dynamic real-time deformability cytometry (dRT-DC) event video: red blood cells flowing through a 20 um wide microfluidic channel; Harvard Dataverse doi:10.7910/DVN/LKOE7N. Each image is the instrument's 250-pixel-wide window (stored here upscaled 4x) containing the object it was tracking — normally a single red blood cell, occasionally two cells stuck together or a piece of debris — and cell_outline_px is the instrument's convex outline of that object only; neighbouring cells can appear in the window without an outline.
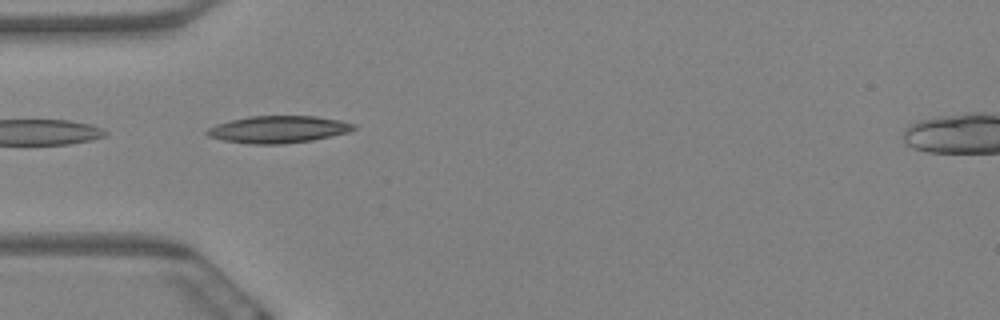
{"species": "Egyptian fruit bat (a non-hibernating species)", "species_latin": "Rousettus aegyptiacus", "temperature_condition": "warm", "stored_images_in_passage": 17, "camera_frame_rate_fps": 3000, "um_per_image_px": 0.085, "animal": {"sex": "female"}, "frame": {"image": 1, "passage_image": 6, "time_ms": 1.667, "image_size_px": [1000, 320], "cell_outline_px": [[356, 128], [348, 132], [312, 140], [284, 144], [252, 144], [224, 140], [208, 136], [204, 132], [208, 128], [216, 124], [248, 116], [316, 116], [340, 120], [356, 124]], "centroid_in_image_um": [23.65, 10.99], "position_along_channel_um": 61.3, "area_um2": 23.12}}
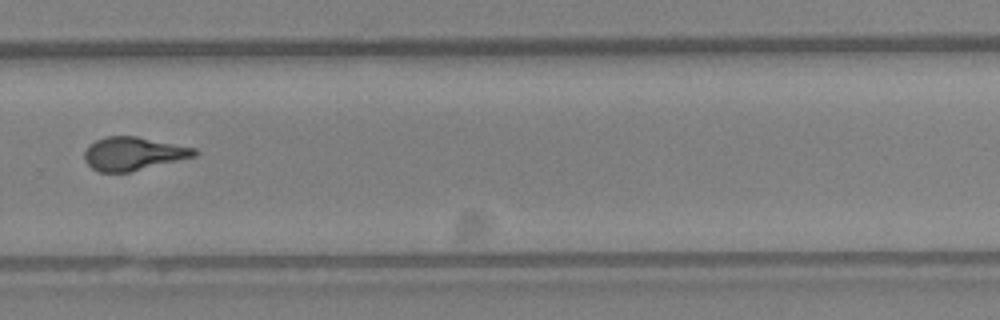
{"frame": {"image": 2, "passage_image": 12, "time_ms": 3.667, "image_size_px": [1000, 320], "cell_outline_px": [[200, 152], [196, 156], [132, 172], [100, 172], [92, 168], [84, 160], [84, 152], [88, 144], [104, 136], [136, 136], [196, 148]], "centroid_in_image_um": [11.33, 13.06], "position_along_channel_um": 318.5, "area_um2": 21.56}}
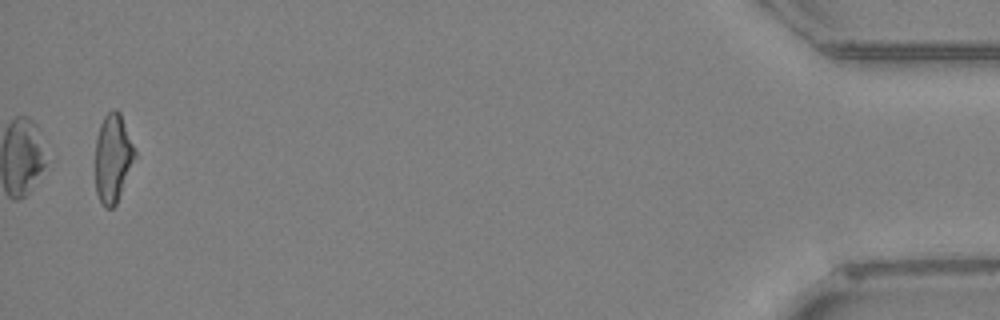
{"frame": {"image": 3, "passage_image": 17, "time_ms": 5.333, "image_size_px": [1000, 320], "cell_outline_px": [[136, 156], [116, 204], [112, 208], [104, 208], [96, 192], [96, 136], [100, 124], [104, 116], [112, 108], [116, 108], [120, 112], [136, 148]], "centroid_in_image_um": [9.61, 13.39], "position_along_channel_um": 425.6, "area_um2": 20.52}}